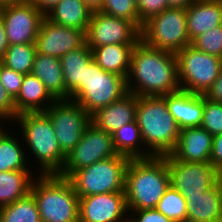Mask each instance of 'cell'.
I'll return each instance as SVG.
<instances>
[{
  "label": "cell",
  "mask_w": 222,
  "mask_h": 222,
  "mask_svg": "<svg viewBox=\"0 0 222 222\" xmlns=\"http://www.w3.org/2000/svg\"><path fill=\"white\" fill-rule=\"evenodd\" d=\"M126 85L127 92L136 96H163L179 91L175 53L152 48L140 40L131 55Z\"/></svg>",
  "instance_id": "1"
},
{
  "label": "cell",
  "mask_w": 222,
  "mask_h": 222,
  "mask_svg": "<svg viewBox=\"0 0 222 222\" xmlns=\"http://www.w3.org/2000/svg\"><path fill=\"white\" fill-rule=\"evenodd\" d=\"M170 186L164 157L130 159L125 172V198L128 213L156 208Z\"/></svg>",
  "instance_id": "2"
},
{
  "label": "cell",
  "mask_w": 222,
  "mask_h": 222,
  "mask_svg": "<svg viewBox=\"0 0 222 222\" xmlns=\"http://www.w3.org/2000/svg\"><path fill=\"white\" fill-rule=\"evenodd\" d=\"M15 124L20 128L17 131L21 133L18 134L25 141L23 144L26 147L27 160L34 159L33 162L39 165L36 169L38 174H59L66 155L59 147L49 116L45 112L22 113L15 118ZM31 157L33 159H30Z\"/></svg>",
  "instance_id": "3"
},
{
  "label": "cell",
  "mask_w": 222,
  "mask_h": 222,
  "mask_svg": "<svg viewBox=\"0 0 222 222\" xmlns=\"http://www.w3.org/2000/svg\"><path fill=\"white\" fill-rule=\"evenodd\" d=\"M135 120L152 156L163 157L173 152L180 129L163 96H138Z\"/></svg>",
  "instance_id": "4"
},
{
  "label": "cell",
  "mask_w": 222,
  "mask_h": 222,
  "mask_svg": "<svg viewBox=\"0 0 222 222\" xmlns=\"http://www.w3.org/2000/svg\"><path fill=\"white\" fill-rule=\"evenodd\" d=\"M30 194L37 204L41 222H79V196L67 178L37 174Z\"/></svg>",
  "instance_id": "5"
},
{
  "label": "cell",
  "mask_w": 222,
  "mask_h": 222,
  "mask_svg": "<svg viewBox=\"0 0 222 222\" xmlns=\"http://www.w3.org/2000/svg\"><path fill=\"white\" fill-rule=\"evenodd\" d=\"M130 158L118 154L73 172L67 179L79 197L125 192V172Z\"/></svg>",
  "instance_id": "6"
},
{
  "label": "cell",
  "mask_w": 222,
  "mask_h": 222,
  "mask_svg": "<svg viewBox=\"0 0 222 222\" xmlns=\"http://www.w3.org/2000/svg\"><path fill=\"white\" fill-rule=\"evenodd\" d=\"M127 93L125 77L104 71L92 59L84 68L83 87L70 100L91 116Z\"/></svg>",
  "instance_id": "7"
},
{
  "label": "cell",
  "mask_w": 222,
  "mask_h": 222,
  "mask_svg": "<svg viewBox=\"0 0 222 222\" xmlns=\"http://www.w3.org/2000/svg\"><path fill=\"white\" fill-rule=\"evenodd\" d=\"M141 40L147 46L175 54L190 45L186 9L168 7L150 18L142 26Z\"/></svg>",
  "instance_id": "8"
},
{
  "label": "cell",
  "mask_w": 222,
  "mask_h": 222,
  "mask_svg": "<svg viewBox=\"0 0 222 222\" xmlns=\"http://www.w3.org/2000/svg\"><path fill=\"white\" fill-rule=\"evenodd\" d=\"M181 90L205 94L222 70L220 57L204 53L191 44L175 54Z\"/></svg>",
  "instance_id": "9"
},
{
  "label": "cell",
  "mask_w": 222,
  "mask_h": 222,
  "mask_svg": "<svg viewBox=\"0 0 222 222\" xmlns=\"http://www.w3.org/2000/svg\"><path fill=\"white\" fill-rule=\"evenodd\" d=\"M117 155L112 135L90 123L85 128L81 140L67 153L63 168L58 175L68 178L76 170Z\"/></svg>",
  "instance_id": "10"
},
{
  "label": "cell",
  "mask_w": 222,
  "mask_h": 222,
  "mask_svg": "<svg viewBox=\"0 0 222 222\" xmlns=\"http://www.w3.org/2000/svg\"><path fill=\"white\" fill-rule=\"evenodd\" d=\"M45 113L49 116L61 151L67 155L81 140L91 116L72 100H56Z\"/></svg>",
  "instance_id": "11"
},
{
  "label": "cell",
  "mask_w": 222,
  "mask_h": 222,
  "mask_svg": "<svg viewBox=\"0 0 222 222\" xmlns=\"http://www.w3.org/2000/svg\"><path fill=\"white\" fill-rule=\"evenodd\" d=\"M141 31L131 22L100 11L92 12L85 32V43L93 50L104 45H136Z\"/></svg>",
  "instance_id": "12"
},
{
  "label": "cell",
  "mask_w": 222,
  "mask_h": 222,
  "mask_svg": "<svg viewBox=\"0 0 222 222\" xmlns=\"http://www.w3.org/2000/svg\"><path fill=\"white\" fill-rule=\"evenodd\" d=\"M167 161L170 186L186 199L188 195L200 194L218 182L219 171L210 162H184L171 155L163 156Z\"/></svg>",
  "instance_id": "13"
},
{
  "label": "cell",
  "mask_w": 222,
  "mask_h": 222,
  "mask_svg": "<svg viewBox=\"0 0 222 222\" xmlns=\"http://www.w3.org/2000/svg\"><path fill=\"white\" fill-rule=\"evenodd\" d=\"M8 45L35 44L45 16L28 0L2 6Z\"/></svg>",
  "instance_id": "14"
},
{
  "label": "cell",
  "mask_w": 222,
  "mask_h": 222,
  "mask_svg": "<svg viewBox=\"0 0 222 222\" xmlns=\"http://www.w3.org/2000/svg\"><path fill=\"white\" fill-rule=\"evenodd\" d=\"M125 192L79 197V222H127Z\"/></svg>",
  "instance_id": "15"
},
{
  "label": "cell",
  "mask_w": 222,
  "mask_h": 222,
  "mask_svg": "<svg viewBox=\"0 0 222 222\" xmlns=\"http://www.w3.org/2000/svg\"><path fill=\"white\" fill-rule=\"evenodd\" d=\"M84 43L85 33L82 30L56 24L46 16L41 23L35 42L37 53L59 59Z\"/></svg>",
  "instance_id": "16"
},
{
  "label": "cell",
  "mask_w": 222,
  "mask_h": 222,
  "mask_svg": "<svg viewBox=\"0 0 222 222\" xmlns=\"http://www.w3.org/2000/svg\"><path fill=\"white\" fill-rule=\"evenodd\" d=\"M168 110L179 129L199 127L202 124L204 110V94H195L179 90L166 95Z\"/></svg>",
  "instance_id": "17"
},
{
  "label": "cell",
  "mask_w": 222,
  "mask_h": 222,
  "mask_svg": "<svg viewBox=\"0 0 222 222\" xmlns=\"http://www.w3.org/2000/svg\"><path fill=\"white\" fill-rule=\"evenodd\" d=\"M213 136L203 127L180 130L175 149L170 154L175 160L184 162H209Z\"/></svg>",
  "instance_id": "18"
},
{
  "label": "cell",
  "mask_w": 222,
  "mask_h": 222,
  "mask_svg": "<svg viewBox=\"0 0 222 222\" xmlns=\"http://www.w3.org/2000/svg\"><path fill=\"white\" fill-rule=\"evenodd\" d=\"M137 102L138 96L128 92L121 99L92 114L91 123L112 135L122 126L135 121Z\"/></svg>",
  "instance_id": "19"
},
{
  "label": "cell",
  "mask_w": 222,
  "mask_h": 222,
  "mask_svg": "<svg viewBox=\"0 0 222 222\" xmlns=\"http://www.w3.org/2000/svg\"><path fill=\"white\" fill-rule=\"evenodd\" d=\"M190 43L199 35L222 24V0L194 1L186 8Z\"/></svg>",
  "instance_id": "20"
},
{
  "label": "cell",
  "mask_w": 222,
  "mask_h": 222,
  "mask_svg": "<svg viewBox=\"0 0 222 222\" xmlns=\"http://www.w3.org/2000/svg\"><path fill=\"white\" fill-rule=\"evenodd\" d=\"M187 218L199 222H222V188L217 182L196 195H188Z\"/></svg>",
  "instance_id": "21"
},
{
  "label": "cell",
  "mask_w": 222,
  "mask_h": 222,
  "mask_svg": "<svg viewBox=\"0 0 222 222\" xmlns=\"http://www.w3.org/2000/svg\"><path fill=\"white\" fill-rule=\"evenodd\" d=\"M55 101L36 76L26 74L20 91L14 98V105L16 114L19 115L28 112H45Z\"/></svg>",
  "instance_id": "22"
},
{
  "label": "cell",
  "mask_w": 222,
  "mask_h": 222,
  "mask_svg": "<svg viewBox=\"0 0 222 222\" xmlns=\"http://www.w3.org/2000/svg\"><path fill=\"white\" fill-rule=\"evenodd\" d=\"M92 59V50L86 43L60 58L66 87V100H70L83 87L84 68Z\"/></svg>",
  "instance_id": "23"
},
{
  "label": "cell",
  "mask_w": 222,
  "mask_h": 222,
  "mask_svg": "<svg viewBox=\"0 0 222 222\" xmlns=\"http://www.w3.org/2000/svg\"><path fill=\"white\" fill-rule=\"evenodd\" d=\"M31 74L44 84L55 100H66V87L59 58L36 53Z\"/></svg>",
  "instance_id": "24"
},
{
  "label": "cell",
  "mask_w": 222,
  "mask_h": 222,
  "mask_svg": "<svg viewBox=\"0 0 222 222\" xmlns=\"http://www.w3.org/2000/svg\"><path fill=\"white\" fill-rule=\"evenodd\" d=\"M134 47L135 45L120 44L95 47L92 50L93 59L104 71L127 78Z\"/></svg>",
  "instance_id": "25"
},
{
  "label": "cell",
  "mask_w": 222,
  "mask_h": 222,
  "mask_svg": "<svg viewBox=\"0 0 222 222\" xmlns=\"http://www.w3.org/2000/svg\"><path fill=\"white\" fill-rule=\"evenodd\" d=\"M92 12L82 0H60L46 17L56 24L76 28L85 33Z\"/></svg>",
  "instance_id": "26"
},
{
  "label": "cell",
  "mask_w": 222,
  "mask_h": 222,
  "mask_svg": "<svg viewBox=\"0 0 222 222\" xmlns=\"http://www.w3.org/2000/svg\"><path fill=\"white\" fill-rule=\"evenodd\" d=\"M33 170L0 171V207L25 198L30 193L32 181L37 174Z\"/></svg>",
  "instance_id": "27"
},
{
  "label": "cell",
  "mask_w": 222,
  "mask_h": 222,
  "mask_svg": "<svg viewBox=\"0 0 222 222\" xmlns=\"http://www.w3.org/2000/svg\"><path fill=\"white\" fill-rule=\"evenodd\" d=\"M7 131V132H6ZM17 131L9 133L8 128L0 135V171L32 170L36 166L28 163L23 140ZM14 135V136H13ZM21 142V143H20ZM27 161V162H26ZM31 165V167H30Z\"/></svg>",
  "instance_id": "28"
},
{
  "label": "cell",
  "mask_w": 222,
  "mask_h": 222,
  "mask_svg": "<svg viewBox=\"0 0 222 222\" xmlns=\"http://www.w3.org/2000/svg\"><path fill=\"white\" fill-rule=\"evenodd\" d=\"M112 139L115 151L120 155L130 159L153 157L145 148L136 120L116 130Z\"/></svg>",
  "instance_id": "29"
},
{
  "label": "cell",
  "mask_w": 222,
  "mask_h": 222,
  "mask_svg": "<svg viewBox=\"0 0 222 222\" xmlns=\"http://www.w3.org/2000/svg\"><path fill=\"white\" fill-rule=\"evenodd\" d=\"M0 222H41L34 197L29 193L25 198L0 207Z\"/></svg>",
  "instance_id": "30"
},
{
  "label": "cell",
  "mask_w": 222,
  "mask_h": 222,
  "mask_svg": "<svg viewBox=\"0 0 222 222\" xmlns=\"http://www.w3.org/2000/svg\"><path fill=\"white\" fill-rule=\"evenodd\" d=\"M36 53V44L8 45L0 62L16 72L31 74Z\"/></svg>",
  "instance_id": "31"
},
{
  "label": "cell",
  "mask_w": 222,
  "mask_h": 222,
  "mask_svg": "<svg viewBox=\"0 0 222 222\" xmlns=\"http://www.w3.org/2000/svg\"><path fill=\"white\" fill-rule=\"evenodd\" d=\"M187 202L184 196L171 186L159 200L156 209L169 219L178 222L187 218Z\"/></svg>",
  "instance_id": "32"
},
{
  "label": "cell",
  "mask_w": 222,
  "mask_h": 222,
  "mask_svg": "<svg viewBox=\"0 0 222 222\" xmlns=\"http://www.w3.org/2000/svg\"><path fill=\"white\" fill-rule=\"evenodd\" d=\"M99 11L131 21L140 30V18L135 0H104L103 6Z\"/></svg>",
  "instance_id": "33"
},
{
  "label": "cell",
  "mask_w": 222,
  "mask_h": 222,
  "mask_svg": "<svg viewBox=\"0 0 222 222\" xmlns=\"http://www.w3.org/2000/svg\"><path fill=\"white\" fill-rule=\"evenodd\" d=\"M191 45L204 53L222 59V24L196 37Z\"/></svg>",
  "instance_id": "34"
},
{
  "label": "cell",
  "mask_w": 222,
  "mask_h": 222,
  "mask_svg": "<svg viewBox=\"0 0 222 222\" xmlns=\"http://www.w3.org/2000/svg\"><path fill=\"white\" fill-rule=\"evenodd\" d=\"M201 127L212 136L222 134V103L214 102L204 96V110Z\"/></svg>",
  "instance_id": "35"
},
{
  "label": "cell",
  "mask_w": 222,
  "mask_h": 222,
  "mask_svg": "<svg viewBox=\"0 0 222 222\" xmlns=\"http://www.w3.org/2000/svg\"><path fill=\"white\" fill-rule=\"evenodd\" d=\"M23 79L24 74L7 68L0 62V83L13 99L19 93Z\"/></svg>",
  "instance_id": "36"
},
{
  "label": "cell",
  "mask_w": 222,
  "mask_h": 222,
  "mask_svg": "<svg viewBox=\"0 0 222 222\" xmlns=\"http://www.w3.org/2000/svg\"><path fill=\"white\" fill-rule=\"evenodd\" d=\"M135 2L140 18V31L146 21L168 8L167 0H135Z\"/></svg>",
  "instance_id": "37"
},
{
  "label": "cell",
  "mask_w": 222,
  "mask_h": 222,
  "mask_svg": "<svg viewBox=\"0 0 222 222\" xmlns=\"http://www.w3.org/2000/svg\"><path fill=\"white\" fill-rule=\"evenodd\" d=\"M128 220L130 222H175L156 208L132 210L129 212Z\"/></svg>",
  "instance_id": "38"
},
{
  "label": "cell",
  "mask_w": 222,
  "mask_h": 222,
  "mask_svg": "<svg viewBox=\"0 0 222 222\" xmlns=\"http://www.w3.org/2000/svg\"><path fill=\"white\" fill-rule=\"evenodd\" d=\"M17 116L14 99L0 83V120H7V124H10V121H14Z\"/></svg>",
  "instance_id": "39"
},
{
  "label": "cell",
  "mask_w": 222,
  "mask_h": 222,
  "mask_svg": "<svg viewBox=\"0 0 222 222\" xmlns=\"http://www.w3.org/2000/svg\"><path fill=\"white\" fill-rule=\"evenodd\" d=\"M209 162L218 171L222 170V134L213 136Z\"/></svg>",
  "instance_id": "40"
},
{
  "label": "cell",
  "mask_w": 222,
  "mask_h": 222,
  "mask_svg": "<svg viewBox=\"0 0 222 222\" xmlns=\"http://www.w3.org/2000/svg\"><path fill=\"white\" fill-rule=\"evenodd\" d=\"M204 96L211 101L222 103V70Z\"/></svg>",
  "instance_id": "41"
},
{
  "label": "cell",
  "mask_w": 222,
  "mask_h": 222,
  "mask_svg": "<svg viewBox=\"0 0 222 222\" xmlns=\"http://www.w3.org/2000/svg\"><path fill=\"white\" fill-rule=\"evenodd\" d=\"M44 16H46L60 0H29Z\"/></svg>",
  "instance_id": "42"
},
{
  "label": "cell",
  "mask_w": 222,
  "mask_h": 222,
  "mask_svg": "<svg viewBox=\"0 0 222 222\" xmlns=\"http://www.w3.org/2000/svg\"><path fill=\"white\" fill-rule=\"evenodd\" d=\"M7 47H8V40H7V36H6L5 25H4L3 20L0 16V61L4 57Z\"/></svg>",
  "instance_id": "43"
},
{
  "label": "cell",
  "mask_w": 222,
  "mask_h": 222,
  "mask_svg": "<svg viewBox=\"0 0 222 222\" xmlns=\"http://www.w3.org/2000/svg\"><path fill=\"white\" fill-rule=\"evenodd\" d=\"M194 0H167L168 7L186 9Z\"/></svg>",
  "instance_id": "44"
},
{
  "label": "cell",
  "mask_w": 222,
  "mask_h": 222,
  "mask_svg": "<svg viewBox=\"0 0 222 222\" xmlns=\"http://www.w3.org/2000/svg\"><path fill=\"white\" fill-rule=\"evenodd\" d=\"M93 12L99 11L104 3V0H82Z\"/></svg>",
  "instance_id": "45"
},
{
  "label": "cell",
  "mask_w": 222,
  "mask_h": 222,
  "mask_svg": "<svg viewBox=\"0 0 222 222\" xmlns=\"http://www.w3.org/2000/svg\"><path fill=\"white\" fill-rule=\"evenodd\" d=\"M24 1H28V0H0V4L2 6H5V5H9V4L24 2Z\"/></svg>",
  "instance_id": "46"
},
{
  "label": "cell",
  "mask_w": 222,
  "mask_h": 222,
  "mask_svg": "<svg viewBox=\"0 0 222 222\" xmlns=\"http://www.w3.org/2000/svg\"><path fill=\"white\" fill-rule=\"evenodd\" d=\"M3 122H7V121H2V120H0V135L5 131V130H7V125L5 124V123H3ZM2 124H3V126H2ZM6 126V128H5V126Z\"/></svg>",
  "instance_id": "47"
},
{
  "label": "cell",
  "mask_w": 222,
  "mask_h": 222,
  "mask_svg": "<svg viewBox=\"0 0 222 222\" xmlns=\"http://www.w3.org/2000/svg\"><path fill=\"white\" fill-rule=\"evenodd\" d=\"M218 182L222 188V170L219 171V174H218Z\"/></svg>",
  "instance_id": "48"
},
{
  "label": "cell",
  "mask_w": 222,
  "mask_h": 222,
  "mask_svg": "<svg viewBox=\"0 0 222 222\" xmlns=\"http://www.w3.org/2000/svg\"><path fill=\"white\" fill-rule=\"evenodd\" d=\"M178 222H199V221H196V220H192V219H189V218H185L183 220H180Z\"/></svg>",
  "instance_id": "49"
},
{
  "label": "cell",
  "mask_w": 222,
  "mask_h": 222,
  "mask_svg": "<svg viewBox=\"0 0 222 222\" xmlns=\"http://www.w3.org/2000/svg\"><path fill=\"white\" fill-rule=\"evenodd\" d=\"M194 1H214V0H194Z\"/></svg>",
  "instance_id": "50"
}]
</instances>
